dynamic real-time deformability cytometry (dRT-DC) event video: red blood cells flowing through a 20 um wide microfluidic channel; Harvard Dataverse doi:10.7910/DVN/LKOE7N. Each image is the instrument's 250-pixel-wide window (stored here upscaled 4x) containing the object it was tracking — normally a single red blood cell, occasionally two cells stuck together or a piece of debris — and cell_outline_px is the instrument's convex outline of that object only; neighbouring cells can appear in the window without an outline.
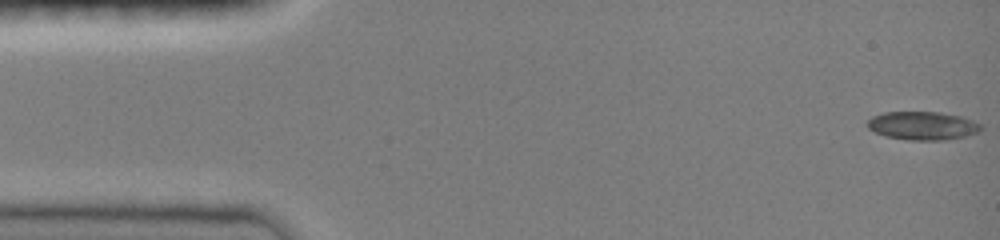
{"species": "common noctule bat (a hibernating species)", "species_latin": "Nyctalus noctula", "temperature_condition": "room temperature", "stored_images_in_passage": 47, "camera_frame_rate_fps": 3000, "um_per_image_px": 0.085, "animal": {"sex": "female", "body_mass_g": 19.0, "forearm_length_mm": 51.5}, "frame": {"image": 1, "passage_image": 1, "time_ms": 0.0, "image_size_px": [1000, 240], "cell_outline_px": [[984, 128], [976, 132], [964, 136], [944, 140], [908, 140], [888, 136], [876, 132], [868, 128], [868, 120], [872, 116], [884, 112], [936, 112], [960, 116], [972, 120], [980, 124]], "centroid_in_image_um": [78.42, 10.68], "position_along_channel_um": 6.6, "area_um2": 18.5}}
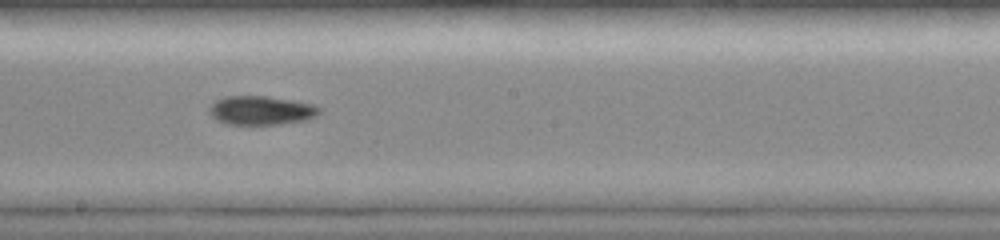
{"frame": {"image": 2, "passage_image": 26, "time_ms": 8.333, "image_size_px": [1000, 240], "cell_outline_px": [[320, 112], [316, 116], [304, 120], [280, 124], [228, 124], [216, 120], [208, 112], [208, 108], [216, 100], [228, 96], [264, 96], [292, 100], [316, 104], [320, 108]], "centroid_in_image_um": [22.2, 9.38], "position_along_channel_um": 226.0, "area_um2": 18.5}}
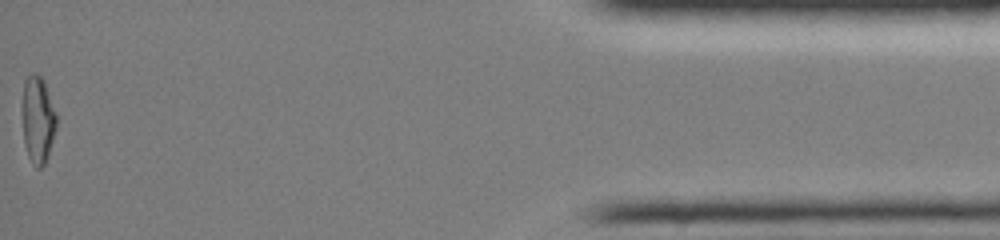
{"frame": {"image": 3, "passage_image": 47, "time_ms": 15.333, "image_size_px": [1000, 240], "cell_outline_px": [[56, 128], [48, 156], [44, 164], [40, 168], [36, 168], [32, 164], [28, 156], [24, 144], [24, 80], [32, 72], [36, 72], [44, 80], [56, 112]], "centroid_in_image_um": [3.24, 10.18], "position_along_channel_um": 432.0, "area_um2": 17.05}}